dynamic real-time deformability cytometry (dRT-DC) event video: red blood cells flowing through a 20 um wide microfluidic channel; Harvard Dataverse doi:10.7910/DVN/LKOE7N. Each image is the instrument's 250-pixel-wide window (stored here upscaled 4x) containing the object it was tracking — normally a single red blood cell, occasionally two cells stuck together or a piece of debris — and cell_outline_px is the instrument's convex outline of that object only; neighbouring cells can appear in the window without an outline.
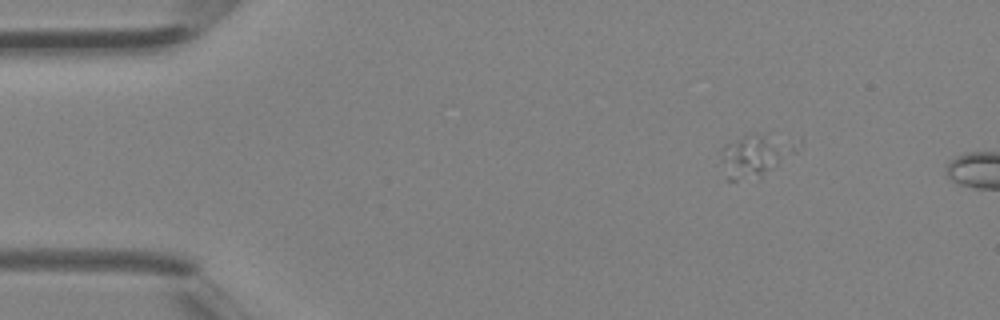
{"species": "Egyptian fruit bat (a non-hibernating species)", "species_latin": "Rousettus aegyptiacus", "temperature_condition": "room temperature", "stored_images_in_passage": 2, "camera_frame_rate_fps": 3000, "um_per_image_px": 0.085, "animal": {"sex": "female"}, "frame": {"image": 1, "passage_image": 1, "time_ms": 0.0, "image_size_px": [1000, 320], "cell_outline_px": [[776, 164], [760, 180], [728, 180], [724, 160], [724, 144], [744, 136], [748, 136], [764, 140], [776, 152]], "centroid_in_image_um": [63.62, 13.49], "position_along_channel_um": 21.4, "area_um2": 13.64}}